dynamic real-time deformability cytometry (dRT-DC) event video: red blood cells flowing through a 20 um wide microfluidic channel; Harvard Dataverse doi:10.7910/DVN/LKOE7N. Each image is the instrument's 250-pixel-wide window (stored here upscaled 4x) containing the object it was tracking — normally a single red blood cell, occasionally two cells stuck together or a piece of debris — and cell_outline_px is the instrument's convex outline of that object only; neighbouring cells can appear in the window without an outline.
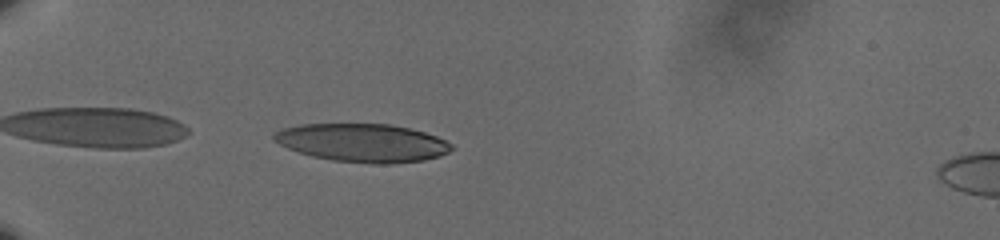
{"species": "human", "species_latin": "Homo sapiens", "temperature_condition": "cold", "stored_images_in_passage": 40, "camera_frame_rate_fps": 3000, "um_per_image_px": 0.085, "donor": {"sex": "male"}, "frame": {"image": 1, "passage_image": 1, "time_ms": 0.0, "image_size_px": [1000, 240], "cell_outline_px": [[456, 148], [440, 156], [424, 160], [388, 164], [376, 164], [332, 160], [312, 156], [288, 148], [272, 140], [272, 136], [280, 128], [300, 124], [392, 124], [424, 132], [436, 136], [452, 144]], "centroid_in_image_um": [30.82, 12.13], "position_along_channel_um": 54.2, "area_um2": 39.65}}
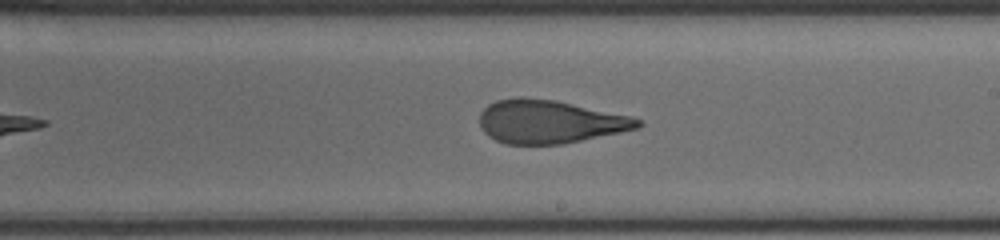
{"frame": {"image": 2, "passage_image": 19, "time_ms": 6.0, "image_size_px": [1000, 240], "cell_outline_px": [[644, 124], [636, 128], [620, 132], [560, 144], [504, 144], [488, 136], [480, 128], [480, 112], [488, 104], [496, 100], [520, 96], [524, 96], [556, 100], [632, 116], [640, 120]], "centroid_in_image_um": [46.67, 10.32], "position_along_channel_um": 242.3, "area_um2": 40.0}}
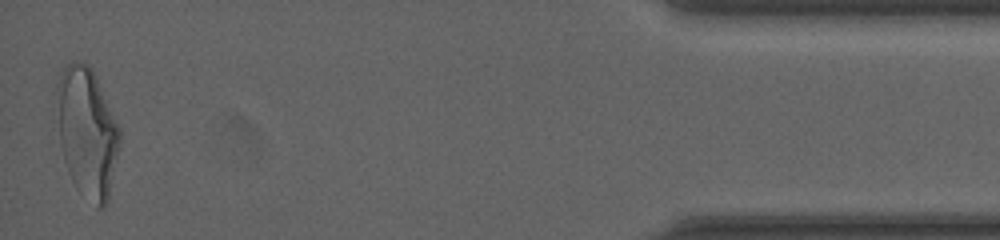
{"frame": {"image": 3, "passage_image": 40, "time_ms": 13.0, "image_size_px": [1000, 240], "cell_outline_px": [[120, 140], [108, 200], [104, 208], [96, 208], [76, 188], [68, 172], [64, 160], [60, 144], [56, 88], [56, 84], [64, 68], [68, 64], [88, 64], [92, 68], [96, 76], [120, 128]], "centroid_in_image_um": [7.41, 11.28], "position_along_channel_um": 427.8, "area_um2": 46.99}, "authors_computed_cell_mechanics": {"area_um2": 41.0669, "velocity_mm_per_s": 3.6112, "shape_relaxation_time_tau1_ms": 6.2287, "shape_relaxation_time_tau2_ms": 1.7692, "deformation_change_tau1": 0.2332, "deformation_change_tau2": 0.1029}}